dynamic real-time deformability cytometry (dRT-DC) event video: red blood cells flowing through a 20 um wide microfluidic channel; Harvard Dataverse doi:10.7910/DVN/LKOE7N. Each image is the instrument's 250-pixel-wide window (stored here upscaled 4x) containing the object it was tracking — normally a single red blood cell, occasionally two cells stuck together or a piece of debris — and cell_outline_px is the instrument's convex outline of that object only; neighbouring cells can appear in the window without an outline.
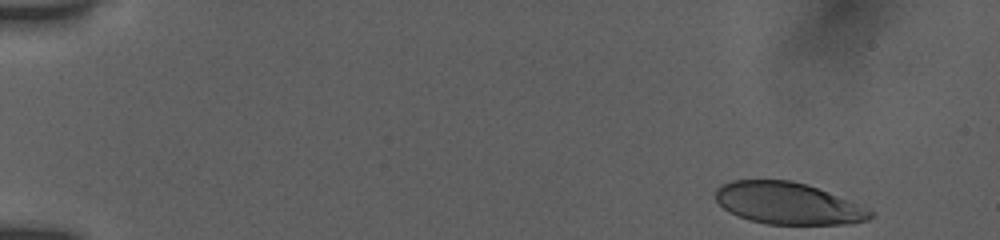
{"species": "human", "species_latin": "Homo sapiens", "temperature_condition": "room temperature", "stored_images_in_passage": 50, "camera_frame_rate_fps": 3000, "um_per_image_px": 0.085, "donor": {"sex": "female"}, "frame": {"image": 1, "passage_image": 1, "time_ms": 0.0, "image_size_px": [1000, 240], "cell_outline_px": [[876, 216], [868, 220], [848, 224], [768, 224], [748, 220], [724, 208], [716, 200], [716, 188], [732, 180], [792, 180], [816, 188], [876, 212]], "centroid_in_image_um": [66.98, 17.3], "position_along_channel_um": 18.0, "area_um2": 37.22}}
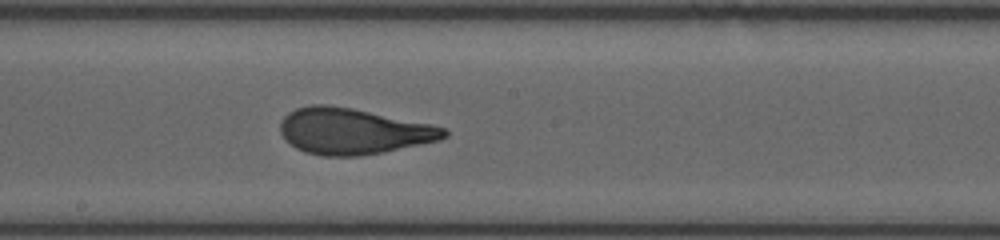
{"frame": {"image": 2, "passage_image": 27, "time_ms": 8.667, "image_size_px": [1000, 240], "cell_outline_px": [[448, 136], [440, 140], [384, 152], [360, 156], [324, 156], [304, 152], [296, 148], [280, 132], [280, 120], [288, 112], [296, 108], [312, 104], [324, 104], [352, 108], [428, 124], [444, 128], [448, 132]], "centroid_in_image_um": [29.98, 11.16], "position_along_channel_um": 218.2, "area_um2": 43.64}}
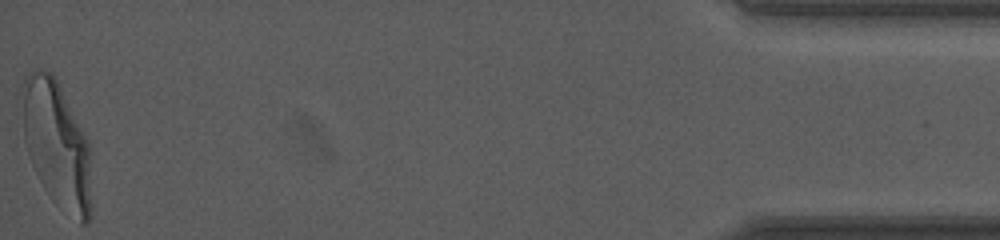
{"frame": {"image": 3, "passage_image": 50, "time_ms": 16.333, "image_size_px": [1000, 240], "cell_outline_px": [[92, 212], [88, 224], [80, 224], [40, 180], [32, 164], [24, 140], [24, 80], [28, 72], [36, 68], [44, 68], [52, 72], [88, 140], [92, 208]], "centroid_in_image_um": [4.86, 12.23], "position_along_channel_um": 430.3, "area_um2": 49.53}, "authors_computed_cell_mechanics": {"area_um2": 43.4945, "velocity_mm_per_s": 3.8714, "shape_relaxation_time_tau1_ms": 3.5994, "shape_relaxation_time_tau2_ms": 0.849, "deformation_change_tau1": 0.1998, "deformation_change_tau2": 0.0807}}